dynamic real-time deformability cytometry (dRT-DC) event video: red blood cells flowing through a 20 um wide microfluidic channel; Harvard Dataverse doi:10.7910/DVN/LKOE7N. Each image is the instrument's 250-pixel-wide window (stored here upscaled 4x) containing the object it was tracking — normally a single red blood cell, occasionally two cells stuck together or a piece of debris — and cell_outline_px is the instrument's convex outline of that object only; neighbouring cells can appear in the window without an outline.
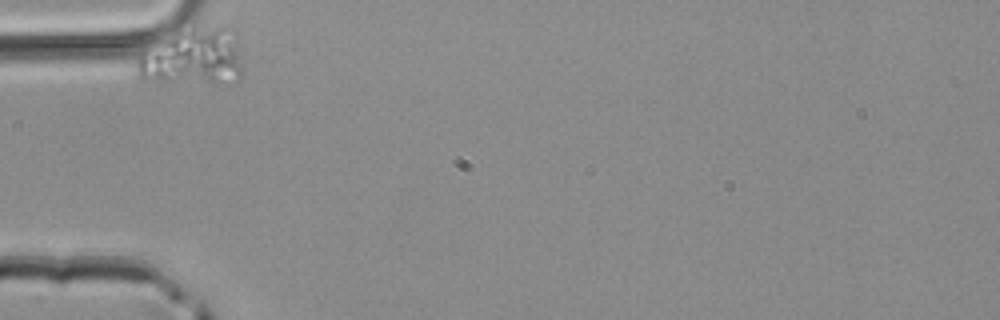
{"species": "common noctule bat (a hibernating species)", "species_latin": "Nyctalus noctula", "temperature_condition": "room temperature", "stored_images_in_passage": 4, "camera_frame_rate_fps": 3000, "um_per_image_px": 0.085, "animal": {"sex": "male", "body_mass_g": 20.4}, "frame": {"image": 1, "passage_image": 1, "time_ms": 0.0, "image_size_px": [1000, 320], "cell_outline_px": [[240, 80], [164, 80], [140, 76], [136, 68], [136, 60], [140, 48], [176, 24], [192, 24], [212, 32], [232, 44], [240, 68]], "centroid_in_image_um": [16.01, 4.77], "position_along_channel_um": 69.0, "area_um2": 33.06}}
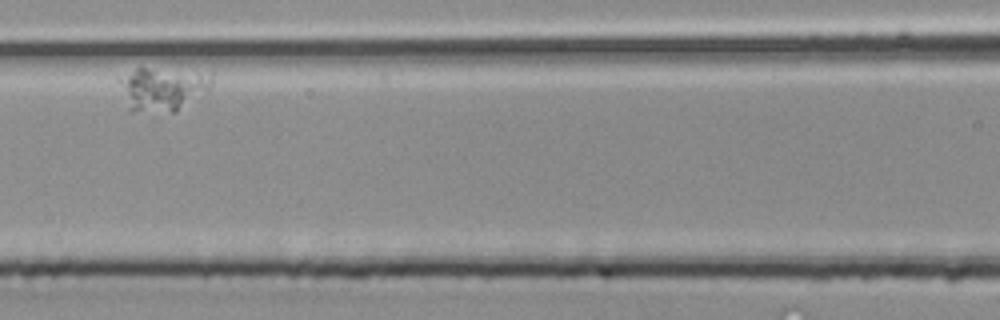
{"frame": {"image": 2, "passage_image": 3, "time_ms": 0.667, "image_size_px": [1000, 320], "cell_outline_px": [[212, 84], [208, 88], [176, 112], [132, 112], [128, 108], [116, 80], [116, 76], [136, 68], [144, 68], [212, 72]], "centroid_in_image_um": [13.73, 7.53], "position_along_channel_um": 152.9, "area_um2": 23.81}}
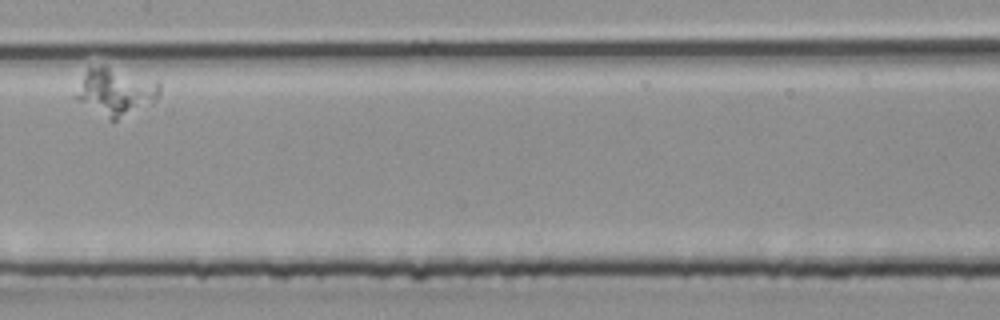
{"frame": {"image": 3, "passage_image": 4, "time_ms": 1.0, "image_size_px": [1000, 320], "cell_outline_px": [[160, 96], [156, 100], [116, 120], [112, 120], [72, 96], [88, 68], [104, 64], [160, 80]], "centroid_in_image_um": [9.88, 7.72], "position_along_channel_um": 197.5, "area_um2": 23.06}}